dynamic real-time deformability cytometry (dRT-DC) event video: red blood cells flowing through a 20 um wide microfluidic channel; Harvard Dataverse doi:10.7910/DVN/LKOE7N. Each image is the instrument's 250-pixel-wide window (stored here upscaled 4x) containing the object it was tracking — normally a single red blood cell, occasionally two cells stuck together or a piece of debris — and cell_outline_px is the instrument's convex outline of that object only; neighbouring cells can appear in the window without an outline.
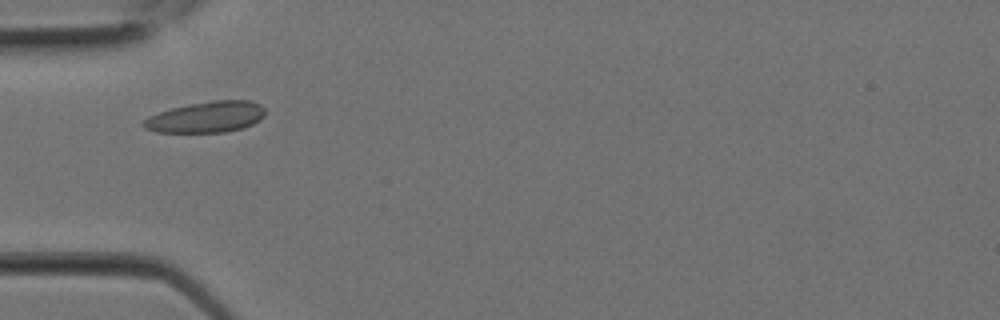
{"species": "Egyptian fruit bat (a non-hibernating species)", "species_latin": "Rousettus aegyptiacus", "temperature_condition": "room temperature", "stored_images_in_passage": 4, "camera_frame_rate_fps": 3000, "um_per_image_px": 0.085, "animal": {"sex": "female"}, "frame": {"image": 1, "passage_image": 3, "time_ms": 0.667, "image_size_px": [1000, 320], "cell_outline_px": [[264, 116], [260, 120], [244, 128], [224, 132], [156, 132], [144, 128], [140, 124], [148, 116], [172, 108], [188, 104], [212, 100], [248, 100], [260, 104], [264, 108]], "centroid_in_image_um": [17.53, 9.95], "position_along_channel_um": 67.5, "area_um2": 22.08}}